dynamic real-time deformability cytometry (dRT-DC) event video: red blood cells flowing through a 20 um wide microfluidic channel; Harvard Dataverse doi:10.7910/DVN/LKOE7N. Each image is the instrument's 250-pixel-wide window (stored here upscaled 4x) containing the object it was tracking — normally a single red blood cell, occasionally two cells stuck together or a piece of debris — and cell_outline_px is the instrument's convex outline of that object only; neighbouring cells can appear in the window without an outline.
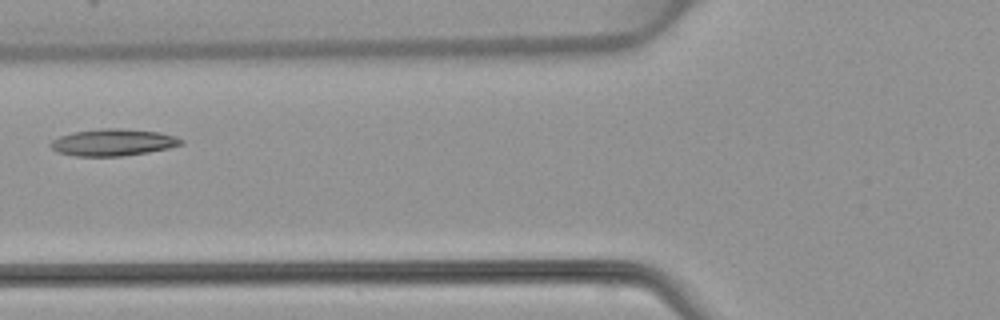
{"species": "common noctule bat (a hibernating species)", "species_latin": "Nyctalus noctula", "temperature_condition": "warm", "stored_images_in_passage": 5, "camera_frame_rate_fps": 3000, "um_per_image_px": 0.085, "animal": {"sex": "female", "body_mass_g": 22.7, "forearm_length_mm": 54.2}, "frame": {"image": 1, "passage_image": 5, "time_ms": 4.667, "image_size_px": [1000, 320], "cell_outline_px": [[184, 144], [168, 148], [148, 152], [120, 156], [76, 156], [56, 152], [48, 144], [52, 140], [60, 136], [72, 132], [104, 128], [120, 128], [160, 132], [176, 136], [184, 140]], "centroid_in_image_um": [9.61, 12.1], "position_along_channel_um": 116.2, "area_um2": 20.52}}